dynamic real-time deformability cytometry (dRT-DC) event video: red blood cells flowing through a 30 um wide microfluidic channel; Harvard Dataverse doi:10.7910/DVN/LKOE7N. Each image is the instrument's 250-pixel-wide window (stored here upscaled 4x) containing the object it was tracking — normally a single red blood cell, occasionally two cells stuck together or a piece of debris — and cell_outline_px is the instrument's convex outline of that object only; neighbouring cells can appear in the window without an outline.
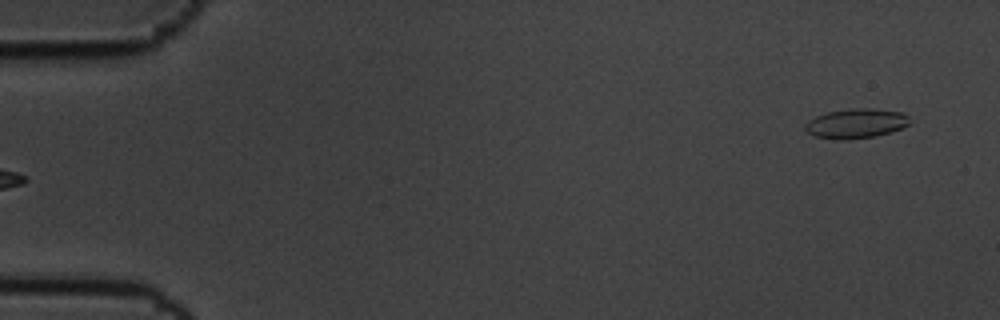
{"species": "common noctule bat (a hibernating species)", "species_latin": "Nyctalus noctula", "temperature_condition": "cold", "stored_images_in_passage": 6, "camera_frame_rate_fps": 3000, "um_per_image_px": 0.085, "animal": {"sex": "male", "body_mass_g": 19.5, "forearm_length_mm": 54.6}, "frame": {"image": 1, "passage_image": 6, "time_ms": 1.667, "image_size_px": [1000, 320], "cell_outline_px": [[908, 124], [900, 128], [876, 136], [848, 140], [840, 140], [816, 136], [808, 132], [804, 128], [804, 124], [808, 120], [816, 116], [828, 112], [848, 108], [872, 108], [904, 112], [908, 116]], "centroid_in_image_um": [72.73, 10.48], "position_along_channel_um": 12.3, "area_um2": 18.03}}